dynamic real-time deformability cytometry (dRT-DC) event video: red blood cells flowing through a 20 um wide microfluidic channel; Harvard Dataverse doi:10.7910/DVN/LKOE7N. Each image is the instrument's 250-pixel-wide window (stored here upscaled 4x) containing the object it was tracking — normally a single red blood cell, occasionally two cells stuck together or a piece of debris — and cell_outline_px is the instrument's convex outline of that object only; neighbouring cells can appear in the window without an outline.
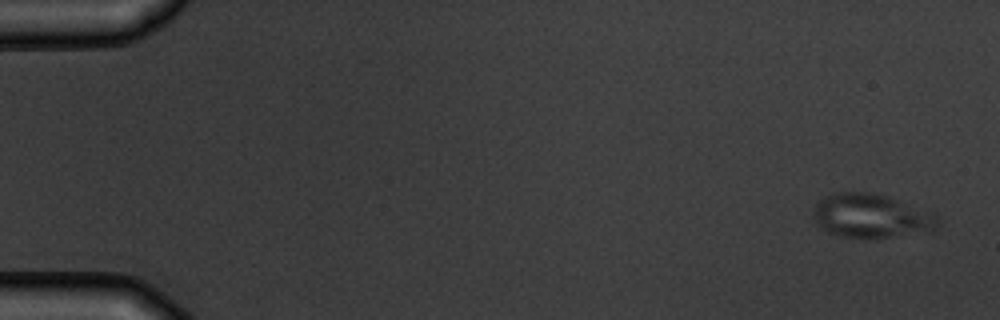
{"species": "common noctule bat (a hibernating species)", "species_latin": "Nyctalus noctula", "temperature_condition": "warm", "stored_images_in_passage": 6, "segment_of_instrument_passage": [1, 2], "camera_frame_rate_fps": 3000, "um_per_image_px": 0.085, "animal": {"sex": "male", "body_mass_g": 19.5, "forearm_length_mm": 54.6}, "frame": {"image": 1, "passage_image": 1, "time_ms": 0.0, "image_size_px": [1000, 320], "cell_outline_px": [[940, 224], [932, 232], [876, 240], [868, 240], [840, 236], [828, 232], [816, 224], [816, 204], [820, 200], [836, 192], [868, 192], [888, 196], [932, 212], [936, 216]], "centroid_in_image_um": [74.14, 18.41], "position_along_channel_um": 10.9, "area_um2": 32.43}}